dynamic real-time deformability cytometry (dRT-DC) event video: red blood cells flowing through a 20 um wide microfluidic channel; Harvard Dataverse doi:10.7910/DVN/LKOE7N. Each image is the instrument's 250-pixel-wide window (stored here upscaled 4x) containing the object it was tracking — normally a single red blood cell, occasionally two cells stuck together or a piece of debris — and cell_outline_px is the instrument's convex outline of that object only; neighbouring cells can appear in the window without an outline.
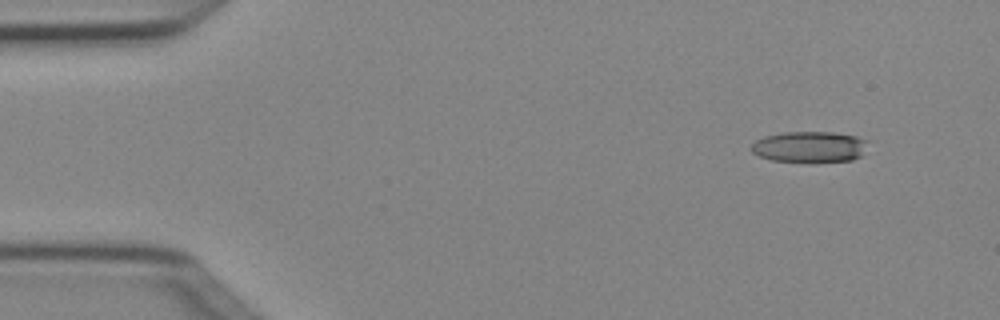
{"species": "Egyptian fruit bat (a non-hibernating species)", "species_latin": "Rousettus aegyptiacus", "temperature_condition": "cold", "stored_images_in_passage": 4, "camera_frame_rate_fps": 3000, "um_per_image_px": 0.085, "animal": {"sex": "female"}, "frame": {"image": 1, "passage_image": 1, "time_ms": 0.0, "image_size_px": [1000, 320], "cell_outline_px": [[872, 140], [864, 156], [852, 160], [772, 160], [760, 156], [752, 152], [752, 144], [756, 140], [764, 136], [784, 132], [832, 132], [856, 136]], "centroid_in_image_um": [68.93, 12.45], "position_along_channel_um": 16.1, "area_um2": 20.92}}